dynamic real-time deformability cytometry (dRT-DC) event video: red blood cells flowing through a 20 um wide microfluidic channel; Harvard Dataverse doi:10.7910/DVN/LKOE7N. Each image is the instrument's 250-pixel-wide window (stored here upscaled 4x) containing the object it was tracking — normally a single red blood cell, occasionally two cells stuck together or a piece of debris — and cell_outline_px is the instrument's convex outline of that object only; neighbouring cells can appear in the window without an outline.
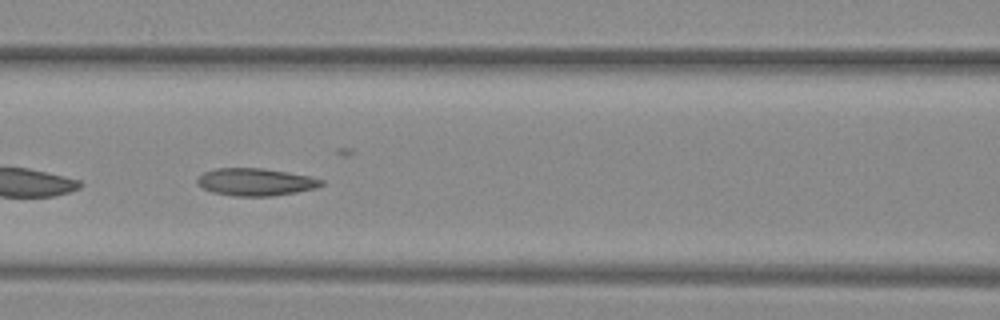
{"species": "common noctule bat (a hibernating species)", "species_latin": "Nyctalus noctula", "temperature_condition": "warm", "stored_images_in_passage": 31, "camera_frame_rate_fps": 3000, "um_per_image_px": 0.085, "animal": {"sex": "female", "body_mass_g": 29.2, "forearm_length_mm": 56.3}, "frame": {"image": 1, "passage_image": 14, "time_ms": 4.333, "image_size_px": [1000, 320], "cell_outline_px": [[324, 184], [316, 188], [296, 192], [272, 196], [232, 196], [212, 192], [196, 184], [196, 180], [204, 172], [216, 168], [264, 168], [288, 172], [308, 176], [324, 180]], "centroid_in_image_um": [21.72, 15.47], "position_along_channel_um": 144.9, "area_um2": 19.88}, "authors_computed_cell_mechanics": {"area_um2": 19.7676, "velocity_mm_per_s": 4.0348, "shape_relaxation_time_tau1_ms": 6.5574, "shape_relaxation_time_tau2_ms": 1.2551, "deformation_change_tau1": 0.173, "deformation_change_tau2": 0.0706}}